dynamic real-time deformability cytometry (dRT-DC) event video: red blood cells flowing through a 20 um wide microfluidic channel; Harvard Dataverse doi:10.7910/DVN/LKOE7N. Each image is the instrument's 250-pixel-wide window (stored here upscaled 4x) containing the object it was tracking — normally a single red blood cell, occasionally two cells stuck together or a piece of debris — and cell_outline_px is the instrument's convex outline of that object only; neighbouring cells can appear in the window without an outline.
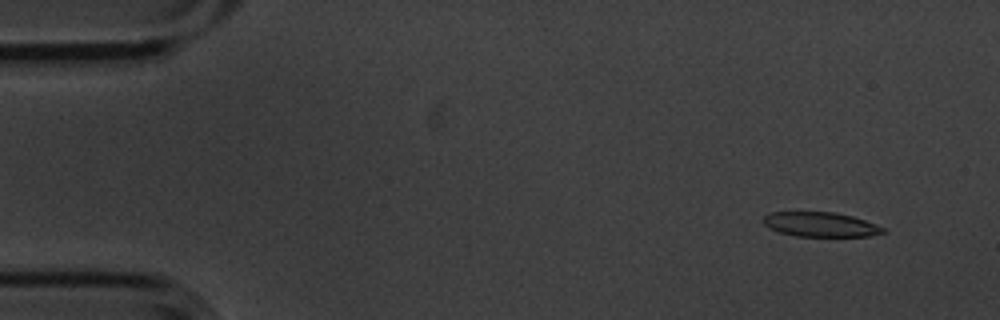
{"species": "common noctule bat (a hibernating species)", "species_latin": "Nyctalus noctula", "temperature_condition": "cold", "stored_images_in_passage": 5, "camera_frame_rate_fps": 3000, "um_per_image_px": 0.085, "animal": {"sex": "male", "body_mass_g": 20.1, "forearm_length_mm": 53.5}, "frame": {"image": 1, "passage_image": 2, "time_ms": 0.333, "image_size_px": [1000, 320], "cell_outline_px": [[884, 232], [868, 236], [796, 236], [780, 232], [768, 228], [764, 224], [764, 216], [768, 212], [836, 212], [852, 216], [864, 220], [884, 228]], "centroid_in_image_um": [69.69, 19.07], "position_along_channel_um": 15.3, "area_um2": 16.99}}